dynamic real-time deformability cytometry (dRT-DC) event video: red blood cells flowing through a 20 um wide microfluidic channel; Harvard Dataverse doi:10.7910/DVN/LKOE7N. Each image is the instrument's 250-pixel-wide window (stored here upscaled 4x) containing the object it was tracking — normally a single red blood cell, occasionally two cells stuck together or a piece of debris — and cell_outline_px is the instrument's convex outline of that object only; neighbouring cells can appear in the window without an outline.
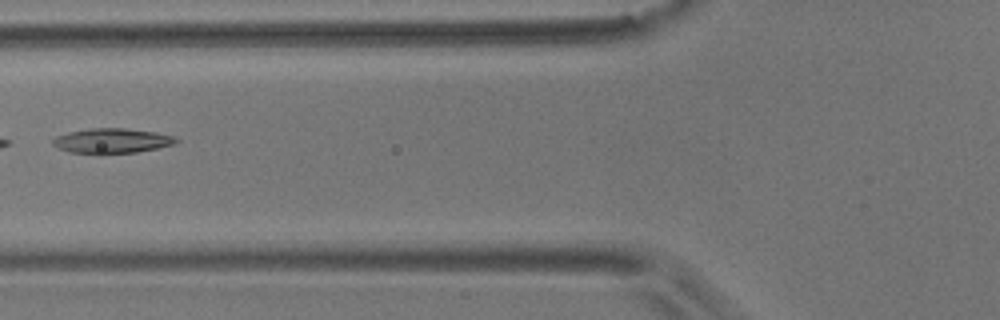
{"species": "common noctule bat (a hibernating species)", "species_latin": "Nyctalus noctula", "temperature_condition": "room temperature", "stored_images_in_passage": 7, "camera_frame_rate_fps": 3000, "um_per_image_px": 0.085, "animal": {"sex": "male", "body_mass_g": 17.9}, "frame": {"image": 1, "passage_image": 6, "time_ms": 1.667, "image_size_px": [1000, 320], "cell_outline_px": [[180, 140], [176, 144], [136, 152], [100, 156], [96, 156], [68, 152], [52, 144], [52, 140], [56, 136], [68, 132], [92, 128], [124, 128], [156, 132], [172, 136]], "centroid_in_image_um": [9.48, 12.0], "position_along_channel_um": 116.3, "area_um2": 18.44}}
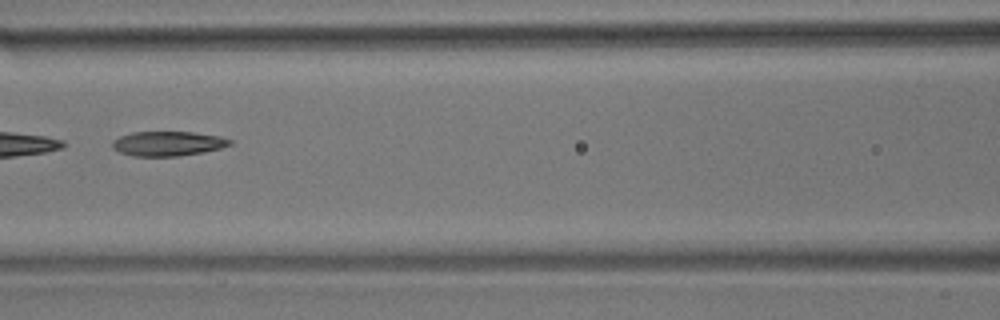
{"frame": {"image": 2, "passage_image": 7, "time_ms": 2.0, "image_size_px": [1000, 320], "cell_outline_px": [[232, 144], [220, 148], [204, 152], [176, 156], [132, 156], [120, 152], [112, 148], [112, 140], [120, 136], [132, 132], [192, 132], [220, 136], [232, 140]], "centroid_in_image_um": [14.25, 12.2], "position_along_channel_um": 152.3, "area_um2": 16.88}}